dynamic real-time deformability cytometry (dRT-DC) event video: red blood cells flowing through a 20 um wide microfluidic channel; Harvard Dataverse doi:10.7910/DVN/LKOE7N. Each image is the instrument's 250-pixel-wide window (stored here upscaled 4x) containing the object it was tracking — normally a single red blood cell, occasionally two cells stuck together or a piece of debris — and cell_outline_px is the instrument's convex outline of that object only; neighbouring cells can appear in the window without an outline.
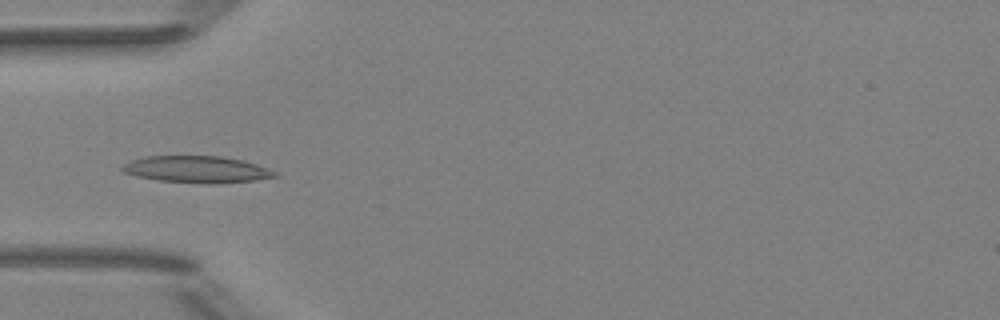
{"species": "Egyptian fruit bat (a non-hibernating species)", "species_latin": "Rousettus aegyptiacus", "temperature_condition": "room temperature", "stored_images_in_passage": 5, "camera_frame_rate_fps": 3000, "um_per_image_px": 0.085, "animal": {"sex": "female"}, "frame": {"image": 1, "passage_image": 5, "time_ms": 5.333, "image_size_px": [1000, 320], "cell_outline_px": [[280, 176], [256, 180], [156, 180], [136, 176], [124, 172], [120, 168], [128, 160], [144, 156], [220, 156], [240, 160], [256, 164], [276, 172]], "centroid_in_image_um": [16.62, 14.33], "position_along_channel_um": 68.4, "area_um2": 22.37}}